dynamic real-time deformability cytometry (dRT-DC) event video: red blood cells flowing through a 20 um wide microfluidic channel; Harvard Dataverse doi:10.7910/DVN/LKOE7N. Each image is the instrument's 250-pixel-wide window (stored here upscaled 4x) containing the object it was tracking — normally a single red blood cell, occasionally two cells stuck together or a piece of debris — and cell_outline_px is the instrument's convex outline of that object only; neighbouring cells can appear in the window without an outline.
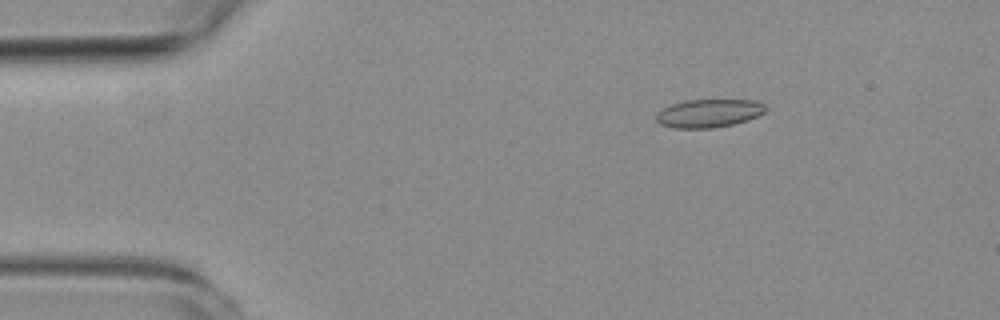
{"species": "common noctule bat (a hibernating species)", "species_latin": "Nyctalus noctula", "temperature_condition": "room temperature", "stored_images_in_passage": 4, "camera_frame_rate_fps": 3000, "um_per_image_px": 0.085, "animal": {"sex": "female", "body_mass_g": 19.3, "forearm_length_mm": 54.1}, "frame": {"image": 1, "passage_image": 2, "time_ms": 1.667, "image_size_px": [1000, 320], "cell_outline_px": [[764, 112], [748, 120], [732, 124], [712, 128], [672, 128], [660, 124], [656, 120], [656, 112], [672, 104], [684, 100], [756, 100], [764, 104]], "centroid_in_image_um": [60.21, 9.63], "position_along_channel_um": 24.8, "area_um2": 17.92}}
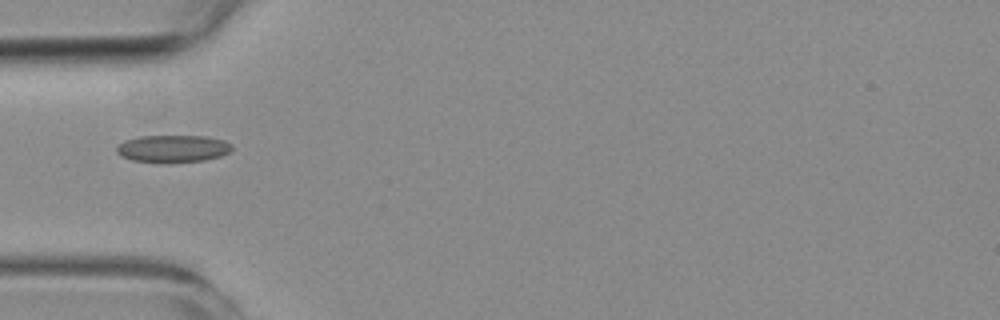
{"frame": {"image": 2, "passage_image": 4, "time_ms": 4.667, "image_size_px": [1000, 320], "cell_outline_px": [[232, 148], [228, 152], [220, 156], [204, 160], [168, 164], [132, 160], [120, 156], [116, 152], [116, 148], [124, 140], [140, 136], [204, 136], [224, 140], [232, 144]], "centroid_in_image_um": [14.67, 12.65], "position_along_channel_um": 70.3, "area_um2": 18.61}}